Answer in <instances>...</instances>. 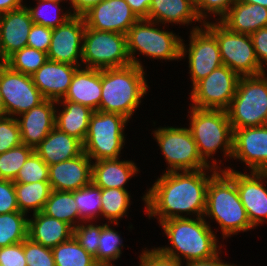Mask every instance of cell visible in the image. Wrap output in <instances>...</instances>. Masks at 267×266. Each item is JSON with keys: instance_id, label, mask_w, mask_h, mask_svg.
Segmentation results:
<instances>
[{"instance_id": "46", "label": "cell", "mask_w": 267, "mask_h": 266, "mask_svg": "<svg viewBox=\"0 0 267 266\" xmlns=\"http://www.w3.org/2000/svg\"><path fill=\"white\" fill-rule=\"evenodd\" d=\"M17 211L20 210L17 203L14 182L0 179V214Z\"/></svg>"}, {"instance_id": "51", "label": "cell", "mask_w": 267, "mask_h": 266, "mask_svg": "<svg viewBox=\"0 0 267 266\" xmlns=\"http://www.w3.org/2000/svg\"><path fill=\"white\" fill-rule=\"evenodd\" d=\"M72 4L73 13L72 15L82 16L90 8L100 3L103 0H69Z\"/></svg>"}, {"instance_id": "7", "label": "cell", "mask_w": 267, "mask_h": 266, "mask_svg": "<svg viewBox=\"0 0 267 266\" xmlns=\"http://www.w3.org/2000/svg\"><path fill=\"white\" fill-rule=\"evenodd\" d=\"M129 120L120 114L94 111L83 142V152L91 160L119 159L124 146V129Z\"/></svg>"}, {"instance_id": "9", "label": "cell", "mask_w": 267, "mask_h": 266, "mask_svg": "<svg viewBox=\"0 0 267 266\" xmlns=\"http://www.w3.org/2000/svg\"><path fill=\"white\" fill-rule=\"evenodd\" d=\"M81 63L86 64L85 68L100 70L132 64L127 50L126 35L98 31L86 26Z\"/></svg>"}, {"instance_id": "2", "label": "cell", "mask_w": 267, "mask_h": 266, "mask_svg": "<svg viewBox=\"0 0 267 266\" xmlns=\"http://www.w3.org/2000/svg\"><path fill=\"white\" fill-rule=\"evenodd\" d=\"M205 220L204 217L196 219L186 217L171 218L159 223L172 246L157 247V249L180 262L184 257L186 262L213 257L219 253L217 249L219 246L214 232Z\"/></svg>"}, {"instance_id": "44", "label": "cell", "mask_w": 267, "mask_h": 266, "mask_svg": "<svg viewBox=\"0 0 267 266\" xmlns=\"http://www.w3.org/2000/svg\"><path fill=\"white\" fill-rule=\"evenodd\" d=\"M195 9L201 20L206 22L207 13L218 15L220 20L237 0H193ZM211 12V13H210ZM204 18V19H203Z\"/></svg>"}, {"instance_id": "6", "label": "cell", "mask_w": 267, "mask_h": 266, "mask_svg": "<svg viewBox=\"0 0 267 266\" xmlns=\"http://www.w3.org/2000/svg\"><path fill=\"white\" fill-rule=\"evenodd\" d=\"M265 73L240 77L236 93L226 109L233 130L267 125Z\"/></svg>"}, {"instance_id": "25", "label": "cell", "mask_w": 267, "mask_h": 266, "mask_svg": "<svg viewBox=\"0 0 267 266\" xmlns=\"http://www.w3.org/2000/svg\"><path fill=\"white\" fill-rule=\"evenodd\" d=\"M34 151L48 166H51L81 155L83 143L54 127Z\"/></svg>"}, {"instance_id": "45", "label": "cell", "mask_w": 267, "mask_h": 266, "mask_svg": "<svg viewBox=\"0 0 267 266\" xmlns=\"http://www.w3.org/2000/svg\"><path fill=\"white\" fill-rule=\"evenodd\" d=\"M53 29L43 25L33 24L28 35L27 47L48 52Z\"/></svg>"}, {"instance_id": "57", "label": "cell", "mask_w": 267, "mask_h": 266, "mask_svg": "<svg viewBox=\"0 0 267 266\" xmlns=\"http://www.w3.org/2000/svg\"><path fill=\"white\" fill-rule=\"evenodd\" d=\"M0 64H2V53H1V45H0Z\"/></svg>"}, {"instance_id": "28", "label": "cell", "mask_w": 267, "mask_h": 266, "mask_svg": "<svg viewBox=\"0 0 267 266\" xmlns=\"http://www.w3.org/2000/svg\"><path fill=\"white\" fill-rule=\"evenodd\" d=\"M148 20L159 23L188 24L203 22L198 16L193 0H152Z\"/></svg>"}, {"instance_id": "30", "label": "cell", "mask_w": 267, "mask_h": 266, "mask_svg": "<svg viewBox=\"0 0 267 266\" xmlns=\"http://www.w3.org/2000/svg\"><path fill=\"white\" fill-rule=\"evenodd\" d=\"M19 210L27 214L41 212L49 198L51 187L49 181L34 183H14Z\"/></svg>"}, {"instance_id": "26", "label": "cell", "mask_w": 267, "mask_h": 266, "mask_svg": "<svg viewBox=\"0 0 267 266\" xmlns=\"http://www.w3.org/2000/svg\"><path fill=\"white\" fill-rule=\"evenodd\" d=\"M34 218V219H33ZM28 219V238L45 247L53 248L73 236V228L42 211Z\"/></svg>"}, {"instance_id": "54", "label": "cell", "mask_w": 267, "mask_h": 266, "mask_svg": "<svg viewBox=\"0 0 267 266\" xmlns=\"http://www.w3.org/2000/svg\"><path fill=\"white\" fill-rule=\"evenodd\" d=\"M238 1L250 4H258L267 7V0H238Z\"/></svg>"}, {"instance_id": "27", "label": "cell", "mask_w": 267, "mask_h": 266, "mask_svg": "<svg viewBox=\"0 0 267 266\" xmlns=\"http://www.w3.org/2000/svg\"><path fill=\"white\" fill-rule=\"evenodd\" d=\"M138 171L133 161L97 160L92 163L91 182L101 189H125L127 180H130Z\"/></svg>"}, {"instance_id": "23", "label": "cell", "mask_w": 267, "mask_h": 266, "mask_svg": "<svg viewBox=\"0 0 267 266\" xmlns=\"http://www.w3.org/2000/svg\"><path fill=\"white\" fill-rule=\"evenodd\" d=\"M102 91V70L81 68L75 71L64 98L59 101H70L98 111Z\"/></svg>"}, {"instance_id": "32", "label": "cell", "mask_w": 267, "mask_h": 266, "mask_svg": "<svg viewBox=\"0 0 267 266\" xmlns=\"http://www.w3.org/2000/svg\"><path fill=\"white\" fill-rule=\"evenodd\" d=\"M55 266H95L94 257L72 236L51 248Z\"/></svg>"}, {"instance_id": "19", "label": "cell", "mask_w": 267, "mask_h": 266, "mask_svg": "<svg viewBox=\"0 0 267 266\" xmlns=\"http://www.w3.org/2000/svg\"><path fill=\"white\" fill-rule=\"evenodd\" d=\"M92 160L84 152L74 158L49 166L51 190L75 191L91 183Z\"/></svg>"}, {"instance_id": "49", "label": "cell", "mask_w": 267, "mask_h": 266, "mask_svg": "<svg viewBox=\"0 0 267 266\" xmlns=\"http://www.w3.org/2000/svg\"><path fill=\"white\" fill-rule=\"evenodd\" d=\"M252 43L254 45L256 58L261 66V70L264 73V64L267 65V27L258 29L256 32L250 34Z\"/></svg>"}, {"instance_id": "29", "label": "cell", "mask_w": 267, "mask_h": 266, "mask_svg": "<svg viewBox=\"0 0 267 266\" xmlns=\"http://www.w3.org/2000/svg\"><path fill=\"white\" fill-rule=\"evenodd\" d=\"M56 103H62L64 110L58 112L56 109L55 127L83 143L88 132L91 114L94 111L87 106L70 101H57Z\"/></svg>"}, {"instance_id": "13", "label": "cell", "mask_w": 267, "mask_h": 266, "mask_svg": "<svg viewBox=\"0 0 267 266\" xmlns=\"http://www.w3.org/2000/svg\"><path fill=\"white\" fill-rule=\"evenodd\" d=\"M0 89L4 115L13 118L31 110L45 100L30 75L16 72L4 63L0 64Z\"/></svg>"}, {"instance_id": "1", "label": "cell", "mask_w": 267, "mask_h": 266, "mask_svg": "<svg viewBox=\"0 0 267 266\" xmlns=\"http://www.w3.org/2000/svg\"><path fill=\"white\" fill-rule=\"evenodd\" d=\"M213 174L208 176L204 170ZM217 168H207L193 171L165 172L149 188L142 198L146 205V213L150 217L158 216L159 222L171 218H186L180 213L204 217L206 210L207 187L210 178Z\"/></svg>"}, {"instance_id": "36", "label": "cell", "mask_w": 267, "mask_h": 266, "mask_svg": "<svg viewBox=\"0 0 267 266\" xmlns=\"http://www.w3.org/2000/svg\"><path fill=\"white\" fill-rule=\"evenodd\" d=\"M48 60L47 53L30 47L14 52L4 62L10 69L26 75L34 74Z\"/></svg>"}, {"instance_id": "4", "label": "cell", "mask_w": 267, "mask_h": 266, "mask_svg": "<svg viewBox=\"0 0 267 266\" xmlns=\"http://www.w3.org/2000/svg\"><path fill=\"white\" fill-rule=\"evenodd\" d=\"M205 216L216 220L223 238L254 228L240 200L235 180L224 169L219 168L210 178Z\"/></svg>"}, {"instance_id": "34", "label": "cell", "mask_w": 267, "mask_h": 266, "mask_svg": "<svg viewBox=\"0 0 267 266\" xmlns=\"http://www.w3.org/2000/svg\"><path fill=\"white\" fill-rule=\"evenodd\" d=\"M101 203V216L118 225L117 221L126 216V211L130 207V195L126 189H101Z\"/></svg>"}, {"instance_id": "42", "label": "cell", "mask_w": 267, "mask_h": 266, "mask_svg": "<svg viewBox=\"0 0 267 266\" xmlns=\"http://www.w3.org/2000/svg\"><path fill=\"white\" fill-rule=\"evenodd\" d=\"M101 230L102 225L93 224L86 226L84 224H78L73 229L74 238L94 258L97 256Z\"/></svg>"}, {"instance_id": "5", "label": "cell", "mask_w": 267, "mask_h": 266, "mask_svg": "<svg viewBox=\"0 0 267 266\" xmlns=\"http://www.w3.org/2000/svg\"><path fill=\"white\" fill-rule=\"evenodd\" d=\"M190 108L189 130L202 159L210 165L208 158L221 147L225 157L230 158L233 150V129L226 110Z\"/></svg>"}, {"instance_id": "50", "label": "cell", "mask_w": 267, "mask_h": 266, "mask_svg": "<svg viewBox=\"0 0 267 266\" xmlns=\"http://www.w3.org/2000/svg\"><path fill=\"white\" fill-rule=\"evenodd\" d=\"M139 19H148L152 0H125Z\"/></svg>"}, {"instance_id": "41", "label": "cell", "mask_w": 267, "mask_h": 266, "mask_svg": "<svg viewBox=\"0 0 267 266\" xmlns=\"http://www.w3.org/2000/svg\"><path fill=\"white\" fill-rule=\"evenodd\" d=\"M21 142L20 128L17 117L0 116V154L12 149Z\"/></svg>"}, {"instance_id": "12", "label": "cell", "mask_w": 267, "mask_h": 266, "mask_svg": "<svg viewBox=\"0 0 267 266\" xmlns=\"http://www.w3.org/2000/svg\"><path fill=\"white\" fill-rule=\"evenodd\" d=\"M240 76L226 65L198 81L190 93L192 107L226 110L233 99Z\"/></svg>"}, {"instance_id": "11", "label": "cell", "mask_w": 267, "mask_h": 266, "mask_svg": "<svg viewBox=\"0 0 267 266\" xmlns=\"http://www.w3.org/2000/svg\"><path fill=\"white\" fill-rule=\"evenodd\" d=\"M203 25L216 37L223 65L240 77L263 73L249 34L230 31L220 21L218 23L208 21Z\"/></svg>"}, {"instance_id": "52", "label": "cell", "mask_w": 267, "mask_h": 266, "mask_svg": "<svg viewBox=\"0 0 267 266\" xmlns=\"http://www.w3.org/2000/svg\"><path fill=\"white\" fill-rule=\"evenodd\" d=\"M218 256L219 255L217 253L216 255L208 259L188 261L186 266H234V264L231 265L222 262V260H220Z\"/></svg>"}, {"instance_id": "14", "label": "cell", "mask_w": 267, "mask_h": 266, "mask_svg": "<svg viewBox=\"0 0 267 266\" xmlns=\"http://www.w3.org/2000/svg\"><path fill=\"white\" fill-rule=\"evenodd\" d=\"M189 49L181 44V58L188 53L192 87L207 77L213 70L223 65L216 37L204 26L193 27L190 34ZM188 51V52H187ZM187 52V53H186Z\"/></svg>"}, {"instance_id": "39", "label": "cell", "mask_w": 267, "mask_h": 266, "mask_svg": "<svg viewBox=\"0 0 267 266\" xmlns=\"http://www.w3.org/2000/svg\"><path fill=\"white\" fill-rule=\"evenodd\" d=\"M37 1H38L37 7L35 8L27 7L30 12L31 19L35 24L43 25L48 28L54 29L64 24L68 19H70L73 16L70 11L60 16L58 15L59 11L61 10V8H59L60 1H43V0H37ZM53 8L54 9L58 8V9L57 11H54V13L51 12L53 16L52 18H49L50 16L48 17L47 15L49 13L48 11L53 10Z\"/></svg>"}, {"instance_id": "22", "label": "cell", "mask_w": 267, "mask_h": 266, "mask_svg": "<svg viewBox=\"0 0 267 266\" xmlns=\"http://www.w3.org/2000/svg\"><path fill=\"white\" fill-rule=\"evenodd\" d=\"M79 67L47 60L31 77L45 99L57 102L64 98Z\"/></svg>"}, {"instance_id": "47", "label": "cell", "mask_w": 267, "mask_h": 266, "mask_svg": "<svg viewBox=\"0 0 267 266\" xmlns=\"http://www.w3.org/2000/svg\"><path fill=\"white\" fill-rule=\"evenodd\" d=\"M2 266H27L24 254V241L0 248Z\"/></svg>"}, {"instance_id": "43", "label": "cell", "mask_w": 267, "mask_h": 266, "mask_svg": "<svg viewBox=\"0 0 267 266\" xmlns=\"http://www.w3.org/2000/svg\"><path fill=\"white\" fill-rule=\"evenodd\" d=\"M24 254L27 266H55L51 248L37 244L29 238L24 240Z\"/></svg>"}, {"instance_id": "31", "label": "cell", "mask_w": 267, "mask_h": 266, "mask_svg": "<svg viewBox=\"0 0 267 266\" xmlns=\"http://www.w3.org/2000/svg\"><path fill=\"white\" fill-rule=\"evenodd\" d=\"M42 212L69 224L73 229L79 224L74 220L79 219V214L72 191L51 190Z\"/></svg>"}, {"instance_id": "35", "label": "cell", "mask_w": 267, "mask_h": 266, "mask_svg": "<svg viewBox=\"0 0 267 266\" xmlns=\"http://www.w3.org/2000/svg\"><path fill=\"white\" fill-rule=\"evenodd\" d=\"M74 200L78 208L79 221H90L101 214V188L95 186L92 182L78 190L72 191Z\"/></svg>"}, {"instance_id": "20", "label": "cell", "mask_w": 267, "mask_h": 266, "mask_svg": "<svg viewBox=\"0 0 267 266\" xmlns=\"http://www.w3.org/2000/svg\"><path fill=\"white\" fill-rule=\"evenodd\" d=\"M33 24L26 5L0 16L2 64L14 52L27 47L28 35Z\"/></svg>"}, {"instance_id": "21", "label": "cell", "mask_w": 267, "mask_h": 266, "mask_svg": "<svg viewBox=\"0 0 267 266\" xmlns=\"http://www.w3.org/2000/svg\"><path fill=\"white\" fill-rule=\"evenodd\" d=\"M56 101L45 99L38 106L19 115L17 118L21 142L35 148L38 146L55 127Z\"/></svg>"}, {"instance_id": "58", "label": "cell", "mask_w": 267, "mask_h": 266, "mask_svg": "<svg viewBox=\"0 0 267 266\" xmlns=\"http://www.w3.org/2000/svg\"><path fill=\"white\" fill-rule=\"evenodd\" d=\"M43 1H60V2H62V1H64V0H43ZM66 1V0H65Z\"/></svg>"}, {"instance_id": "8", "label": "cell", "mask_w": 267, "mask_h": 266, "mask_svg": "<svg viewBox=\"0 0 267 266\" xmlns=\"http://www.w3.org/2000/svg\"><path fill=\"white\" fill-rule=\"evenodd\" d=\"M156 22L139 19L127 32V50L132 64L143 68L135 58L136 51L155 59L178 60L181 58L183 40L172 32L153 28Z\"/></svg>"}, {"instance_id": "53", "label": "cell", "mask_w": 267, "mask_h": 266, "mask_svg": "<svg viewBox=\"0 0 267 266\" xmlns=\"http://www.w3.org/2000/svg\"><path fill=\"white\" fill-rule=\"evenodd\" d=\"M23 0H0V16L4 15L6 12L18 9L22 5Z\"/></svg>"}, {"instance_id": "17", "label": "cell", "mask_w": 267, "mask_h": 266, "mask_svg": "<svg viewBox=\"0 0 267 266\" xmlns=\"http://www.w3.org/2000/svg\"><path fill=\"white\" fill-rule=\"evenodd\" d=\"M224 170L235 180L240 200L251 225L256 227L259 223L262 224L267 218V189L262 183L267 178V172L251 171L248 175L234 171L230 167Z\"/></svg>"}, {"instance_id": "37", "label": "cell", "mask_w": 267, "mask_h": 266, "mask_svg": "<svg viewBox=\"0 0 267 266\" xmlns=\"http://www.w3.org/2000/svg\"><path fill=\"white\" fill-rule=\"evenodd\" d=\"M34 148L23 143L0 154V179L14 181Z\"/></svg>"}, {"instance_id": "16", "label": "cell", "mask_w": 267, "mask_h": 266, "mask_svg": "<svg viewBox=\"0 0 267 266\" xmlns=\"http://www.w3.org/2000/svg\"><path fill=\"white\" fill-rule=\"evenodd\" d=\"M82 17L88 28L125 35L139 20L125 0H103Z\"/></svg>"}, {"instance_id": "48", "label": "cell", "mask_w": 267, "mask_h": 266, "mask_svg": "<svg viewBox=\"0 0 267 266\" xmlns=\"http://www.w3.org/2000/svg\"><path fill=\"white\" fill-rule=\"evenodd\" d=\"M143 251L139 266H182V262L162 254L156 248Z\"/></svg>"}, {"instance_id": "15", "label": "cell", "mask_w": 267, "mask_h": 266, "mask_svg": "<svg viewBox=\"0 0 267 266\" xmlns=\"http://www.w3.org/2000/svg\"><path fill=\"white\" fill-rule=\"evenodd\" d=\"M85 22L82 16L73 15L64 24L53 29L48 60L80 66L82 60Z\"/></svg>"}, {"instance_id": "38", "label": "cell", "mask_w": 267, "mask_h": 266, "mask_svg": "<svg viewBox=\"0 0 267 266\" xmlns=\"http://www.w3.org/2000/svg\"><path fill=\"white\" fill-rule=\"evenodd\" d=\"M98 244L97 256L94 258L96 263L111 264V261L120 258L122 239L118 232L106 223L102 225Z\"/></svg>"}, {"instance_id": "18", "label": "cell", "mask_w": 267, "mask_h": 266, "mask_svg": "<svg viewBox=\"0 0 267 266\" xmlns=\"http://www.w3.org/2000/svg\"><path fill=\"white\" fill-rule=\"evenodd\" d=\"M231 158L244 162L251 171L267 172V125L233 130Z\"/></svg>"}, {"instance_id": "24", "label": "cell", "mask_w": 267, "mask_h": 266, "mask_svg": "<svg viewBox=\"0 0 267 266\" xmlns=\"http://www.w3.org/2000/svg\"><path fill=\"white\" fill-rule=\"evenodd\" d=\"M219 21L230 31L250 35L267 27V7L237 0Z\"/></svg>"}, {"instance_id": "10", "label": "cell", "mask_w": 267, "mask_h": 266, "mask_svg": "<svg viewBox=\"0 0 267 266\" xmlns=\"http://www.w3.org/2000/svg\"><path fill=\"white\" fill-rule=\"evenodd\" d=\"M154 136L169 164L166 172L218 169L216 160L212 166L202 159L189 128L160 127L154 131Z\"/></svg>"}, {"instance_id": "3", "label": "cell", "mask_w": 267, "mask_h": 266, "mask_svg": "<svg viewBox=\"0 0 267 266\" xmlns=\"http://www.w3.org/2000/svg\"><path fill=\"white\" fill-rule=\"evenodd\" d=\"M144 69L130 64L102 69V91L98 111L116 113L128 120L147 93Z\"/></svg>"}, {"instance_id": "40", "label": "cell", "mask_w": 267, "mask_h": 266, "mask_svg": "<svg viewBox=\"0 0 267 266\" xmlns=\"http://www.w3.org/2000/svg\"><path fill=\"white\" fill-rule=\"evenodd\" d=\"M49 166L34 151L19 170L14 183L48 181Z\"/></svg>"}, {"instance_id": "55", "label": "cell", "mask_w": 267, "mask_h": 266, "mask_svg": "<svg viewBox=\"0 0 267 266\" xmlns=\"http://www.w3.org/2000/svg\"><path fill=\"white\" fill-rule=\"evenodd\" d=\"M0 116H4V103L2 99L1 89H0Z\"/></svg>"}, {"instance_id": "56", "label": "cell", "mask_w": 267, "mask_h": 266, "mask_svg": "<svg viewBox=\"0 0 267 266\" xmlns=\"http://www.w3.org/2000/svg\"><path fill=\"white\" fill-rule=\"evenodd\" d=\"M95 266H113L112 264L97 263Z\"/></svg>"}, {"instance_id": "33", "label": "cell", "mask_w": 267, "mask_h": 266, "mask_svg": "<svg viewBox=\"0 0 267 266\" xmlns=\"http://www.w3.org/2000/svg\"><path fill=\"white\" fill-rule=\"evenodd\" d=\"M27 214L20 211L0 214V248L28 238Z\"/></svg>"}]
</instances>
